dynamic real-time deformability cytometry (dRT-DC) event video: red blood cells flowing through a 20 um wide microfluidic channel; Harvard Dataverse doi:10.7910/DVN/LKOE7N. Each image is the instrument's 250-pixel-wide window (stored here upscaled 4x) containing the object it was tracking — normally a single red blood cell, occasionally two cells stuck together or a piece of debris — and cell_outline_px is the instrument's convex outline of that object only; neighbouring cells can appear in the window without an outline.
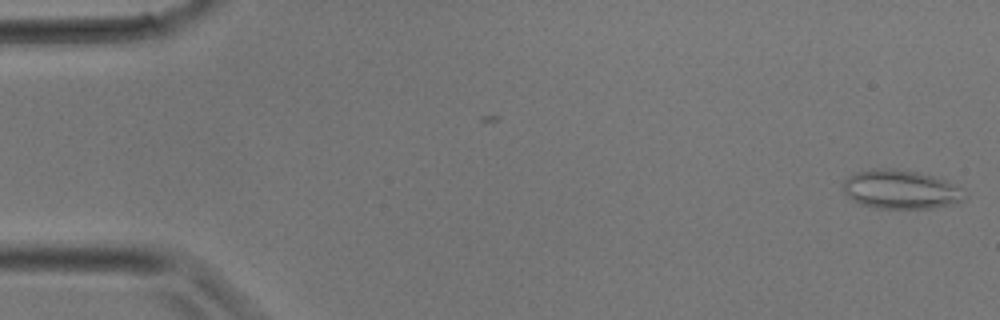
{"species": "common noctule bat (a hibernating species)", "species_latin": "Nyctalus noctula", "temperature_condition": "room temperature", "stored_images_in_passage": 5, "camera_frame_rate_fps": 3000, "um_per_image_px": 0.085, "animal": {"sex": "male", "body_mass_g": 17.9}, "frame": {"image": 1, "passage_image": 5, "time_ms": 1.333, "image_size_px": [1000, 320], "cell_outline_px": [[968, 196], [964, 200], [956, 204], [932, 208], [876, 208], [860, 204], [852, 200], [844, 192], [844, 180], [848, 176], [856, 172], [872, 168], [892, 168], [916, 172], [932, 176], [944, 180], [960, 188]], "centroid_in_image_um": [76.56, 16.11], "position_along_channel_um": 8.4, "area_um2": 27.57}}